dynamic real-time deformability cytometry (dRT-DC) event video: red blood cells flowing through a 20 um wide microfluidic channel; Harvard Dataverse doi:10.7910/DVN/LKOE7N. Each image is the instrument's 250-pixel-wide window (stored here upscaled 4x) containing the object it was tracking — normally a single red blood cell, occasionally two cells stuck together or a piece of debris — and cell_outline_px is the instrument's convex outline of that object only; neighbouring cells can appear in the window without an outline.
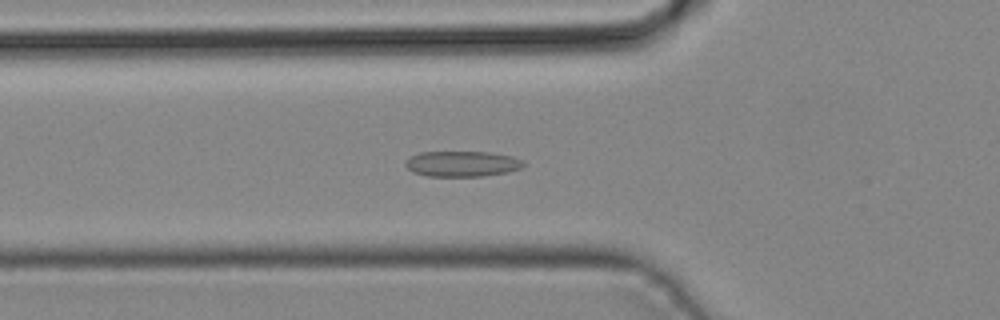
{"species": "common noctule bat (a hibernating species)", "species_latin": "Nyctalus noctula", "temperature_condition": "cold", "stored_images_in_passage": 43, "camera_frame_rate_fps": 3000, "um_per_image_px": 0.085, "animal": {"sex": "male", "body_mass_g": 19.2, "forearm_length_mm": 51.8}, "frame": {"image": 1, "passage_image": 15, "time_ms": 4.667, "image_size_px": [1000, 320], "cell_outline_px": [[524, 164], [520, 168], [508, 172], [484, 176], [428, 176], [412, 172], [404, 164], [412, 156], [420, 152], [488, 152], [512, 156], [524, 160]], "centroid_in_image_um": [39.3, 13.92], "position_along_channel_um": 86.5, "area_um2": 17.51}}
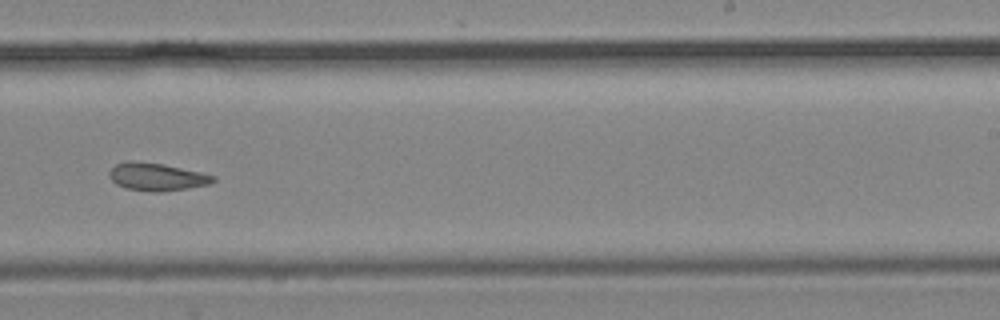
{"frame": {"image": 2, "passage_image": 27, "time_ms": 8.667, "image_size_px": [1000, 320], "cell_outline_px": [[216, 180], [208, 184], [188, 188], [160, 192], [152, 192], [128, 188], [116, 184], [108, 176], [108, 172], [116, 164], [128, 160], [132, 160], [164, 164], [200, 172], [216, 176]], "centroid_in_image_um": [13.31, 15.02], "position_along_channel_um": 275.7, "area_um2": 16.76}}
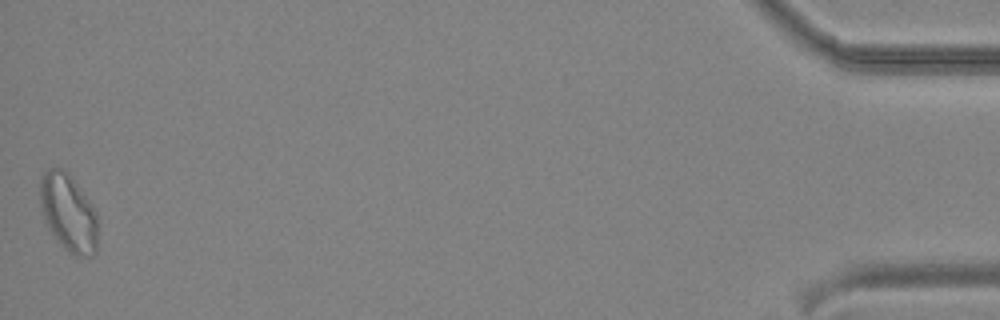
{"frame": {"image": 3, "passage_image": 43, "time_ms": 14.0, "image_size_px": [1000, 320], "cell_outline_px": [[96, 252], [92, 256], [72, 256], [64, 248], [48, 228], [44, 220], [40, 204], [40, 180], [44, 172], [48, 168], [60, 168], [68, 172], [96, 212]], "centroid_in_image_um": [5.78, 18.09], "position_along_channel_um": 429.4, "area_um2": 25.78}}